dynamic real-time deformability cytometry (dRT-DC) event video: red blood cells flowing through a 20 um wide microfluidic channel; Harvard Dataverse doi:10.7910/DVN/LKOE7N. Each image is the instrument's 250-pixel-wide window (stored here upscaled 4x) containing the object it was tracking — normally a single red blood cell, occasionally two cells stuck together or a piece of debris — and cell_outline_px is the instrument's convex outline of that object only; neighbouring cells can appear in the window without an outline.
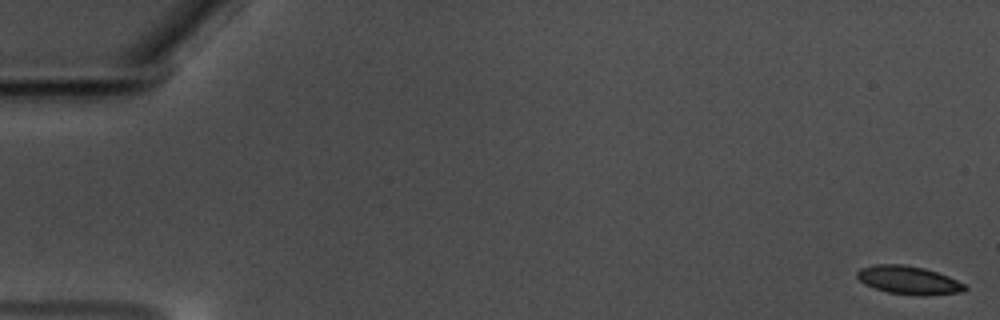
{"species": "common noctule bat (a hibernating species)", "species_latin": "Nyctalus noctula", "temperature_condition": "warm", "stored_images_in_passage": 59, "camera_frame_rate_fps": 3000, "um_per_image_px": 0.085, "animal": {"sex": "male", "body_mass_g": 17.5, "forearm_length_mm": 52.3}, "frame": {"image": 1, "passage_image": 1, "time_ms": 0.0, "image_size_px": [1000, 320], "cell_outline_px": [[968, 288], [964, 292], [924, 296], [920, 296], [888, 292], [864, 284], [856, 276], [856, 272], [860, 268], [876, 264], [904, 264], [924, 268], [948, 276], [964, 284]], "centroid_in_image_um": [77.24, 23.81], "position_along_channel_um": 7.8, "area_um2": 17.8}}
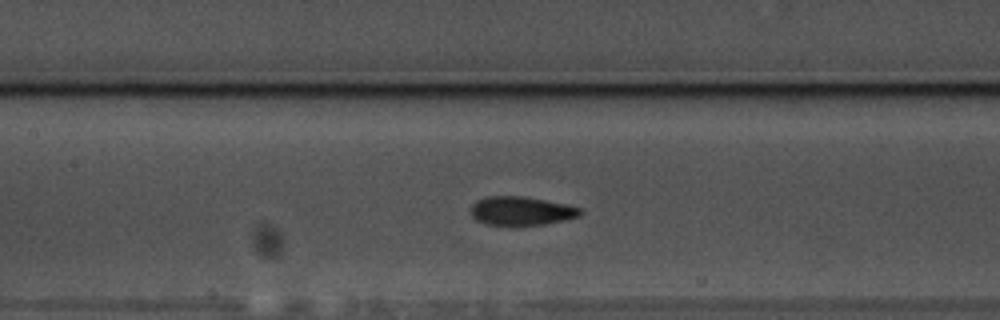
{"frame": {"image": 2, "passage_image": 28, "time_ms": 9.0, "image_size_px": [1000, 320], "cell_outline_px": [[584, 212], [580, 216], [564, 220], [544, 224], [520, 228], [516, 228], [484, 224], [476, 220], [472, 216], [472, 204], [476, 200], [488, 196], [528, 196], [564, 204], [580, 208]], "centroid_in_image_um": [44.29, 17.97], "position_along_channel_um": 163.1, "area_um2": 19.07}}
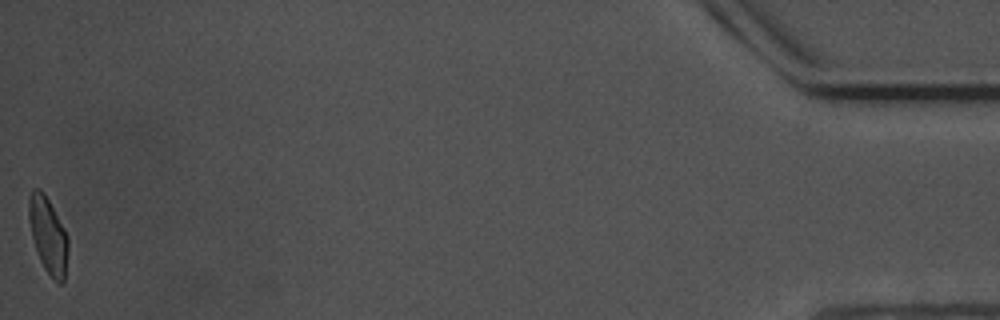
{"frame": {"image": 3, "passage_image": 59, "time_ms": 19.333, "image_size_px": [1000, 320], "cell_outline_px": [[68, 248], [64, 284], [56, 284], [44, 268], [40, 260], [32, 236], [28, 216], [28, 196], [32, 188], [40, 188], [44, 192], [64, 228], [68, 236]], "centroid_in_image_um": [4.09, 20.0], "position_along_channel_um": 431.1, "area_um2": 17.57}, "authors_computed_cell_mechanics": {"area_um2": 18.207, "velocity_mm_per_s": 3.517, "shape_relaxation_time_tau1_ms": 3.7682, "shape_relaxation_time_tau2_ms": 0.9092, "deformation_change_tau1": 0.1456, "deformation_change_tau2": 0.0589}}